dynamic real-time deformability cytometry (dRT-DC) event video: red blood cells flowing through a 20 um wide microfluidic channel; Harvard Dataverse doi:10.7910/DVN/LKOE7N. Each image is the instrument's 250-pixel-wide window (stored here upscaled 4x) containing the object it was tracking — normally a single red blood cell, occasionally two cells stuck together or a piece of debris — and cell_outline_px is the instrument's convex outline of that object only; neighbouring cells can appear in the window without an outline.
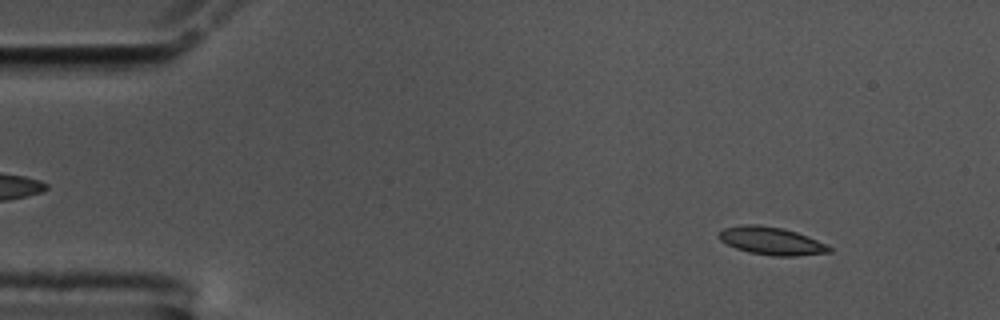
{"species": "common noctule bat (a hibernating species)", "species_latin": "Nyctalus noctula", "temperature_condition": "cold", "stored_images_in_passage": 56, "camera_frame_rate_fps": 3000, "um_per_image_px": 0.085, "animal": {"sex": "male", "body_mass_g": 17.5, "forearm_length_mm": 52.3}, "frame": {"image": 1, "passage_image": 6, "time_ms": 1.667, "image_size_px": [1000, 320], "cell_outline_px": [[832, 252], [796, 256], [772, 256], [748, 252], [736, 248], [720, 240], [716, 236], [724, 228], [740, 224], [756, 224], [784, 228], [808, 236], [832, 248]], "centroid_in_image_um": [65.54, 20.47], "position_along_channel_um": 19.5, "area_um2": 17.92}}
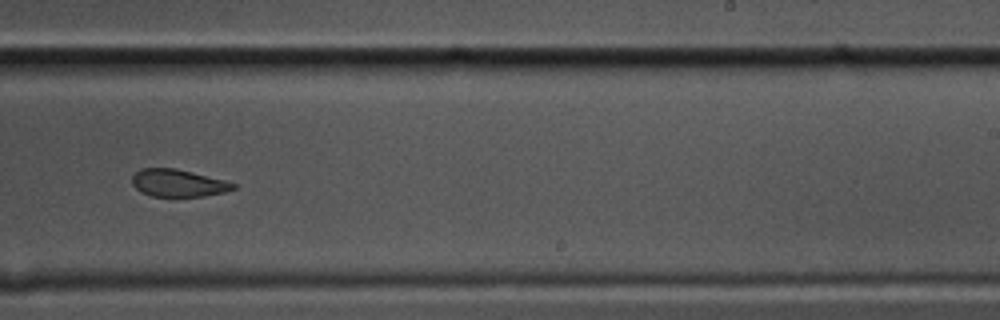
{"frame": {"image": 2, "passage_image": 35, "time_ms": 11.333, "image_size_px": [1000, 320], "cell_outline_px": [[236, 188], [224, 192], [204, 196], [152, 196], [140, 192], [132, 184], [132, 176], [140, 168], [176, 168], [224, 180], [236, 184]], "centroid_in_image_um": [15.12, 15.55], "position_along_channel_um": 273.9, "area_um2": 16.07}}
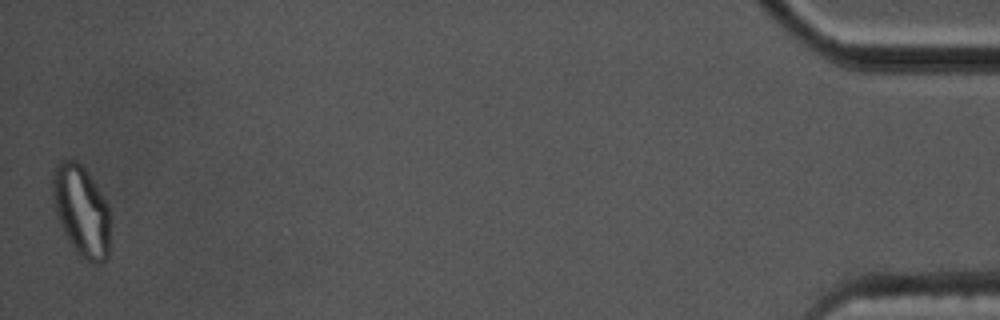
{"frame": {"image": 3, "passage_image": 56, "time_ms": 18.333, "image_size_px": [1000, 320], "cell_outline_px": [[112, 220], [108, 256], [100, 264], [92, 264], [80, 256], [76, 252], [68, 240], [64, 232], [56, 212], [52, 196], [52, 172], [56, 164], [60, 160], [76, 160], [84, 168], [108, 204]], "centroid_in_image_um": [6.94, 17.95], "position_along_channel_um": 428.3, "area_um2": 30.92}, "authors_computed_cell_mechanics": {"area_um2": 17.8024, "velocity_mm_per_s": 3.5303, "shape_relaxation_time_tau1_ms": 7.6416, "shape_relaxation_time_tau2_ms": 4.2182, "deformation_change_tau1": 0.1739, "deformation_change_tau2": 0.1026}}